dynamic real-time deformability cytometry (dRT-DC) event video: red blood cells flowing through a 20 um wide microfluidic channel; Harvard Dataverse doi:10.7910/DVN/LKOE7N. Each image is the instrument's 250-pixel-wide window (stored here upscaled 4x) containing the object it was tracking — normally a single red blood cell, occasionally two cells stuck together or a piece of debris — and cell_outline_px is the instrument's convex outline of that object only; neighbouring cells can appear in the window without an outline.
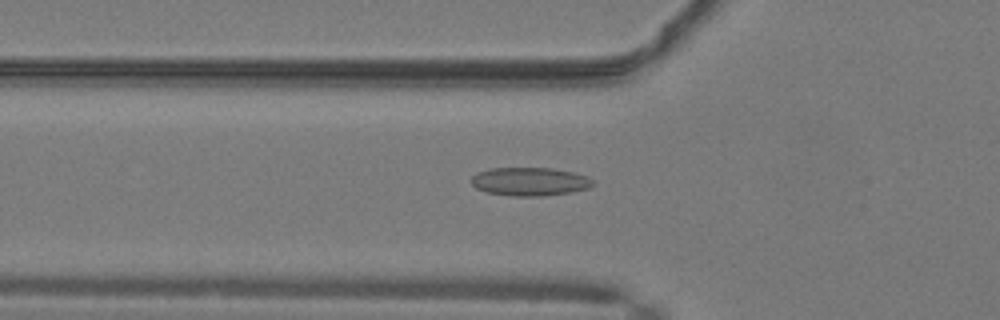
{"species": "common noctule bat (a hibernating species)", "species_latin": "Nyctalus noctula", "temperature_condition": "warm", "stored_images_in_passage": 40, "camera_frame_rate_fps": 3000, "um_per_image_px": 0.085, "animal": {"sex": "male", "body_mass_g": 19.2, "forearm_length_mm": 51.8}, "frame": {"image": 1, "passage_image": 8, "time_ms": 2.333, "image_size_px": [1000, 320], "cell_outline_px": [[592, 184], [588, 188], [572, 192], [540, 196], [512, 196], [488, 192], [476, 188], [472, 184], [472, 176], [476, 172], [492, 168], [552, 168], [572, 172], [588, 176], [592, 180]], "centroid_in_image_um": [45.02, 15.43], "position_along_channel_um": 80.8, "area_um2": 20.0}}
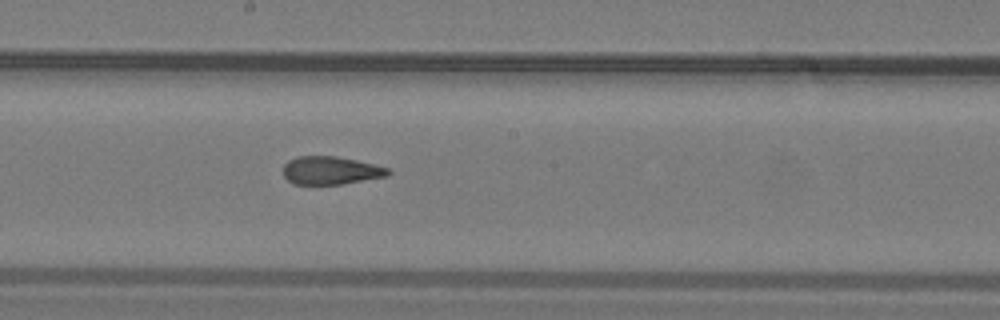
{"frame": {"image": 2, "passage_image": 18, "time_ms": 5.667, "image_size_px": [1000, 320], "cell_outline_px": [[392, 172], [388, 176], [340, 184], [292, 184], [284, 176], [284, 164], [288, 160], [296, 156], [336, 156], [356, 160], [388, 168]], "centroid_in_image_um": [28.09, 14.48], "position_along_channel_um": 220.1, "area_um2": 17.11}}
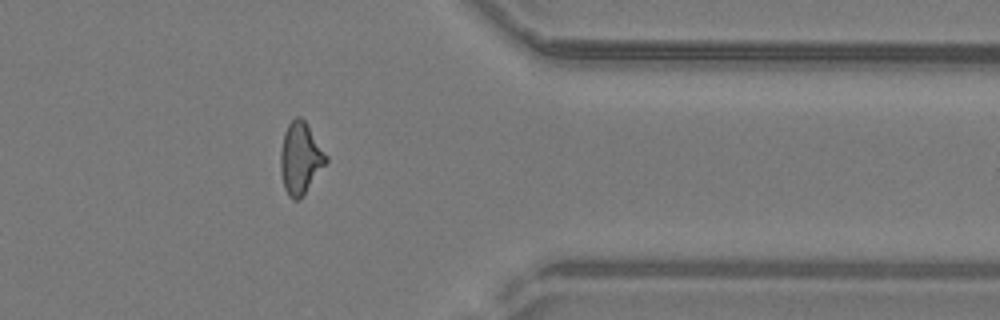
{"frame": {"image": 3, "passage_image": 31, "time_ms": 10.0, "image_size_px": [1000, 320], "cell_outline_px": [[328, 160], [300, 200], [292, 200], [288, 196], [284, 188], [280, 172], [280, 152], [284, 132], [288, 124], [296, 116], [300, 116], [304, 120], [328, 156]], "centroid_in_image_um": [25.51, 13.47], "position_along_channel_um": 385.9, "area_um2": 19.02}, "authors_computed_cell_mechanics": {"area_um2": 18.4671, "velocity_mm_per_s": 4.1406, "shape_relaxation_time_tau1_ms": null, "shape_relaxation_time_tau2_ms": 1.4976, "deformation_change_tau1": null, "deformation_change_tau2": 0.0939}}